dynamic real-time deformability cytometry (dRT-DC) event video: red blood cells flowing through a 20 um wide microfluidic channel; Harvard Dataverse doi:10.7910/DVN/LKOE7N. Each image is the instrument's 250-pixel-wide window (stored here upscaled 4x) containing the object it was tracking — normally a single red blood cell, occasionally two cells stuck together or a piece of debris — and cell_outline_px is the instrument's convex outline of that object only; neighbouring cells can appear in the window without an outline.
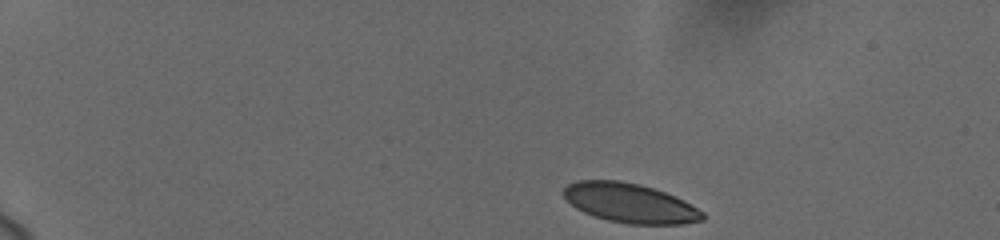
{"species": "human", "species_latin": "Homo sapiens", "temperature_condition": "cold", "stored_images_in_passage": 8, "camera_frame_rate_fps": 3000, "um_per_image_px": 0.085, "donor": {"sex": "female"}, "frame": {"image": 1, "passage_image": 1, "time_ms": 0.0, "image_size_px": [1000, 240], "cell_outline_px": [[704, 220], [680, 224], [628, 224], [608, 220], [584, 212], [576, 208], [564, 196], [564, 188], [568, 184], [576, 180], [620, 180], [640, 184], [676, 196], [684, 200], [704, 212]], "centroid_in_image_um": [53.56, 17.25], "position_along_channel_um": 31.4, "area_um2": 31.79}}
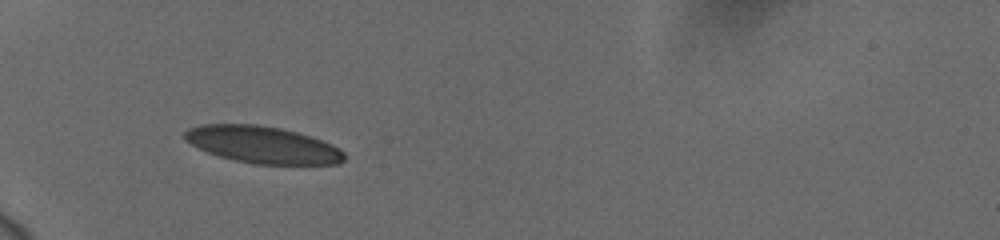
{"frame": {"image": 2, "passage_image": 7, "time_ms": 3.333, "image_size_px": [1000, 240], "cell_outline_px": [[344, 160], [340, 164], [256, 164], [232, 160], [208, 152], [184, 140], [184, 132], [188, 128], [200, 124], [256, 124], [280, 128], [296, 132], [332, 144], [340, 148], [344, 152]], "centroid_in_image_um": [22.31, 12.3], "position_along_channel_um": 62.7, "area_um2": 34.28}}
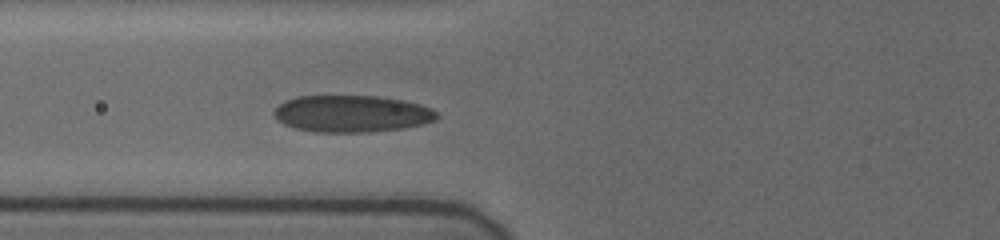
{"frame": {"image": 3, "passage_image": 8, "time_ms": 4.667, "image_size_px": [1000, 240], "cell_outline_px": [[440, 116], [436, 120], [424, 124], [404, 128], [372, 132], [316, 132], [296, 128], [284, 124], [276, 120], [272, 116], [272, 112], [284, 100], [296, 96], [376, 96], [404, 100], [420, 104], [432, 108]], "centroid_in_image_um": [29.9, 9.67], "position_along_channel_um": 95.9, "area_um2": 35.37}}